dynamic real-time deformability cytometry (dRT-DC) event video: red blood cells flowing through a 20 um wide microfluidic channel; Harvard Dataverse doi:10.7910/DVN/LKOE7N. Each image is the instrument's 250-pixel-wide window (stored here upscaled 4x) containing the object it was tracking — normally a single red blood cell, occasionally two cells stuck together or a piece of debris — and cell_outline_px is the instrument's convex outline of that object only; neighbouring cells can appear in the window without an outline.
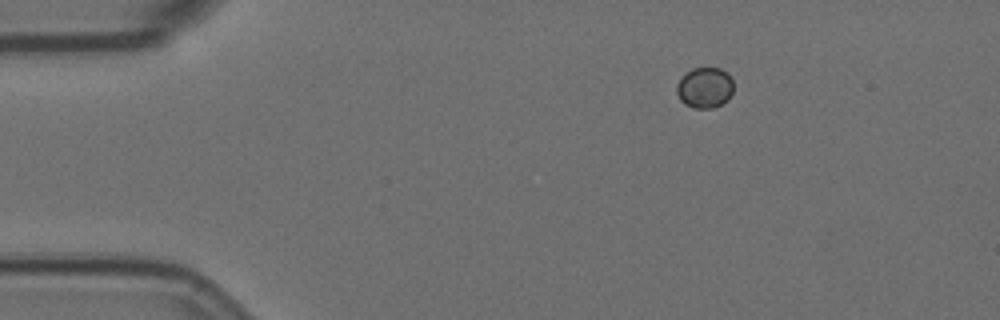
{"species": "Egyptian fruit bat (a non-hibernating species)", "species_latin": "Rousettus aegyptiacus", "temperature_condition": "room temperature", "stored_images_in_passage": 8, "camera_frame_rate_fps": 3000, "um_per_image_px": 0.085, "animal": {"sex": "female"}, "frame": {"image": 1, "passage_image": 1, "time_ms": 0.0, "image_size_px": [1000, 320], "cell_outline_px": [[732, 92], [728, 100], [712, 108], [696, 108], [684, 104], [680, 100], [676, 92], [676, 84], [692, 68], [720, 68], [728, 72], [732, 80]], "centroid_in_image_um": [59.91, 7.45], "position_along_channel_um": 25.1, "area_um2": 13.41}}
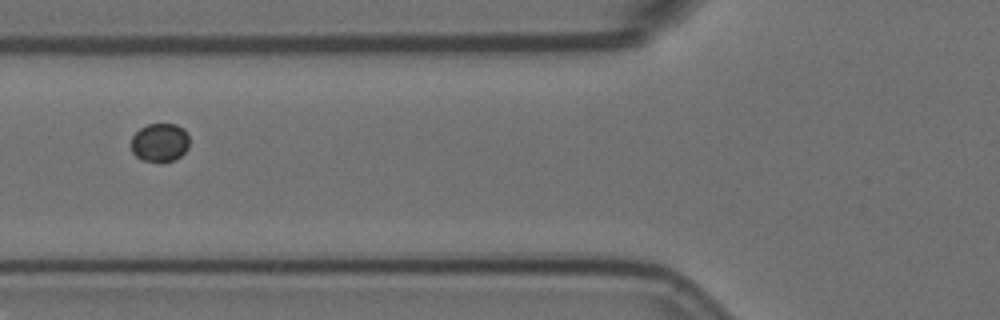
{"frame": {"image": 2, "passage_image": 5, "time_ms": 1.333, "image_size_px": [1000, 320], "cell_outline_px": [[188, 148], [180, 156], [172, 160], [144, 160], [136, 156], [132, 152], [132, 136], [140, 128], [148, 124], [176, 124], [184, 128], [188, 136]], "centroid_in_image_um": [13.59, 12.07], "position_along_channel_um": 112.2, "area_um2": 12.77}}
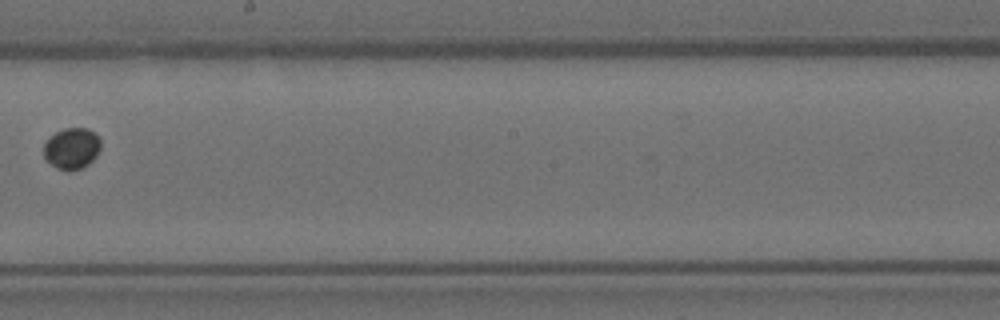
{"frame": {"image": 3, "passage_image": 8, "time_ms": 2.333, "image_size_px": [1000, 320], "cell_outline_px": [[100, 148], [96, 156], [88, 164], [80, 168], [68, 172], [56, 168], [44, 156], [44, 144], [56, 132], [64, 128], [88, 128], [100, 140]], "centroid_in_image_um": [6.1, 12.63], "position_along_channel_um": 242.1, "area_um2": 13.47}}